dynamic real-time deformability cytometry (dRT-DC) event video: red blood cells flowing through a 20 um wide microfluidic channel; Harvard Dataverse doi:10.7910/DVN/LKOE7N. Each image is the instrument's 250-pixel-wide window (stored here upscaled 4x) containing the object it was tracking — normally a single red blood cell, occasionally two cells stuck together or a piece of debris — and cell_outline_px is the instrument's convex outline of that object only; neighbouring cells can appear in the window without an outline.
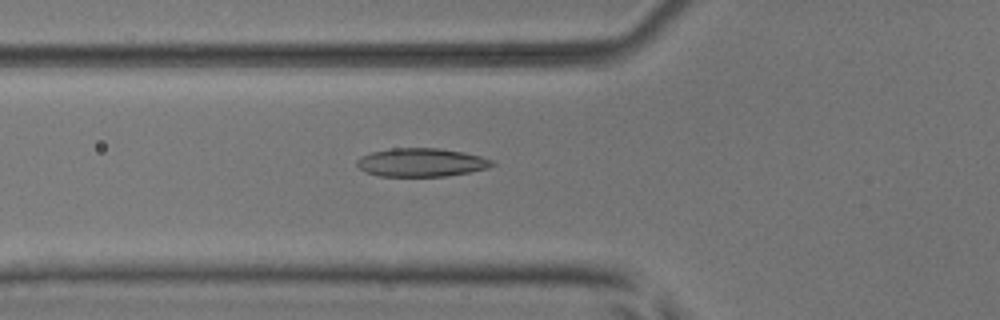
{"species": "common noctule bat (a hibernating species)", "species_latin": "Nyctalus noctula", "temperature_condition": "room temperature", "stored_images_in_passage": 36, "camera_frame_rate_fps": 3000, "um_per_image_px": 0.085, "animal": {"sex": "male", "body_mass_g": 17.9, "forearm_length_mm": 54.2}, "frame": {"image": 1, "passage_image": 3, "time_ms": 0.667, "image_size_px": [1000, 320], "cell_outline_px": [[496, 164], [488, 168], [448, 176], [380, 176], [364, 172], [356, 164], [356, 160], [360, 156], [372, 152], [392, 148], [440, 148], [464, 152], [480, 156], [492, 160]], "centroid_in_image_um": [35.8, 13.8], "position_along_channel_um": 90.0, "area_um2": 22.48}}
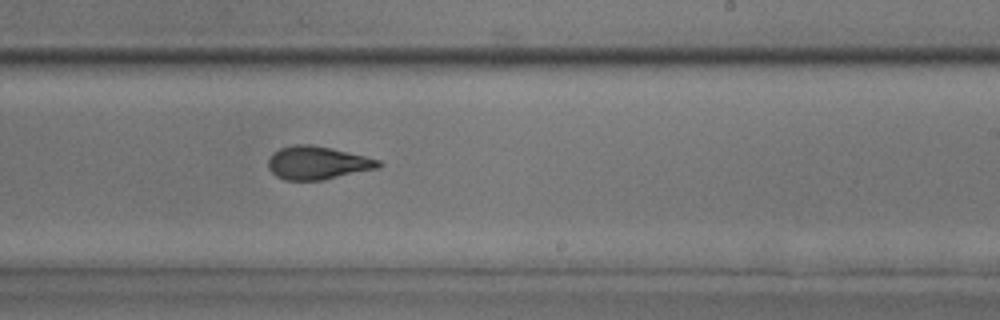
{"frame": {"image": 2, "passage_image": 16, "time_ms": 5.0, "image_size_px": [1000, 320], "cell_outline_px": [[384, 164], [380, 168], [324, 180], [284, 180], [276, 176], [268, 168], [268, 160], [272, 152], [280, 148], [292, 144], [312, 144], [332, 148], [380, 160]], "centroid_in_image_um": [26.99, 13.84], "position_along_channel_um": 262.0, "area_um2": 21.62}}
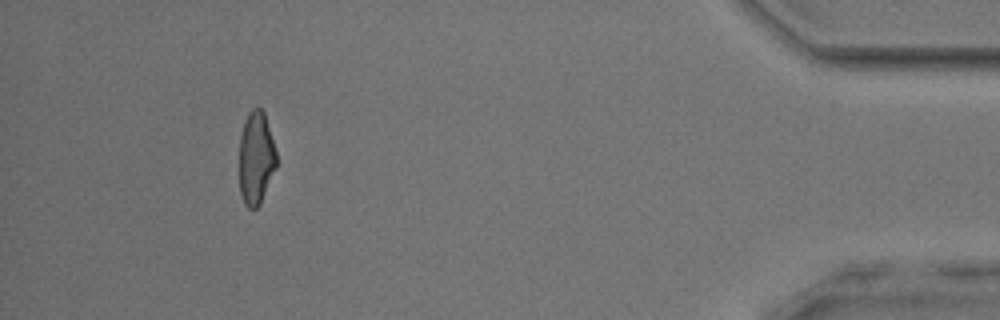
{"frame": {"image": 3, "passage_image": 32, "time_ms": 10.333, "image_size_px": [1000, 320], "cell_outline_px": [[276, 168], [260, 204], [256, 208], [248, 208], [244, 204], [240, 192], [240, 136], [244, 120], [248, 112], [252, 108], [260, 108], [264, 112], [276, 152]], "centroid_in_image_um": [21.75, 13.43], "position_along_channel_um": 413.4, "area_um2": 20.06}, "authors_computed_cell_mechanics": {"area_um2": 21.5305, "velocity_mm_per_s": 3.9718, "shape_relaxation_time_tau1_ms": 5.602, "shape_relaxation_time_tau2_ms": 1.4479, "deformation_change_tau1": 0.1818, "deformation_change_tau2": 0.0998}}